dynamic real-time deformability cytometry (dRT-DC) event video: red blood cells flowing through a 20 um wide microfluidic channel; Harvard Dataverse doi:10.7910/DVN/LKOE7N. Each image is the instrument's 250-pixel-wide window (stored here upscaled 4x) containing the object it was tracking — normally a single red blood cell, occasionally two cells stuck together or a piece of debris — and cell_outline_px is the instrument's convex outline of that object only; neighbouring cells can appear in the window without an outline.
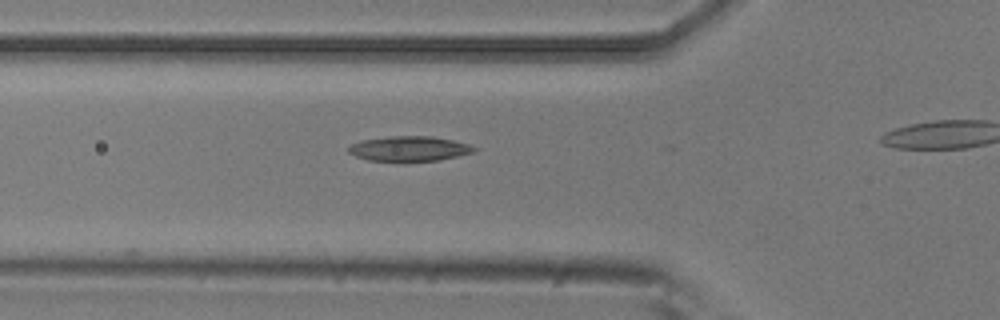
{"species": "common noctule bat (a hibernating species)", "species_latin": "Nyctalus noctula", "temperature_condition": "room temperature", "stored_images_in_passage": 6, "camera_frame_rate_fps": 3000, "um_per_image_px": 0.085, "animal": {"sex": "male", "body_mass_g": 20.5, "forearm_length_mm": 52.5}, "frame": {"image": 1, "passage_image": 6, "time_ms": 1.667, "image_size_px": [1000, 320], "cell_outline_px": [[476, 152], [436, 160], [368, 160], [356, 156], [348, 152], [348, 148], [352, 144], [360, 140], [388, 136], [432, 136], [452, 140], [468, 144], [476, 148]], "centroid_in_image_um": [34.77, 12.61], "position_along_channel_um": 91.0, "area_um2": 17.92}}